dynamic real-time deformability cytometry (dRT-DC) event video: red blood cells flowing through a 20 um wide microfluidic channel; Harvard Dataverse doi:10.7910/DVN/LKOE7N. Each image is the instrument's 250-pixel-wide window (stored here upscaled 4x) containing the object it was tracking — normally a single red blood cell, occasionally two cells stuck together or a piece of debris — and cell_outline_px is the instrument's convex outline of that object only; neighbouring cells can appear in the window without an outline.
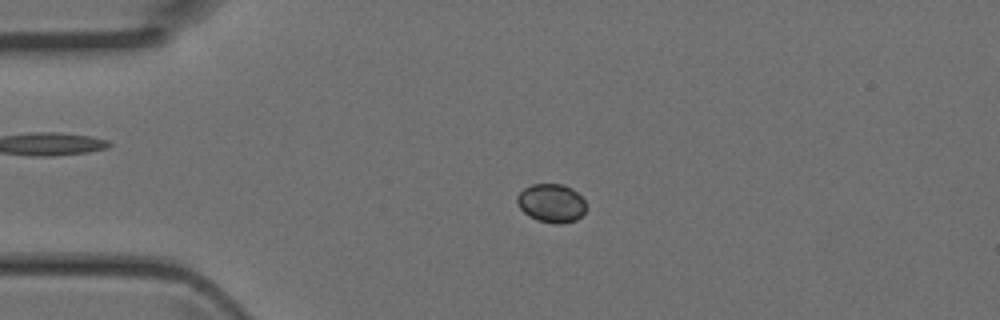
{"species": "Egyptian fruit bat (a non-hibernating species)", "species_latin": "Rousettus aegyptiacus", "temperature_condition": "room temperature", "stored_images_in_passage": 45, "camera_frame_rate_fps": 3000, "um_per_image_px": 0.085, "animal": {"sex": "female"}, "frame": {"image": 1, "passage_image": 10, "time_ms": 3.0, "image_size_px": [1000, 320], "cell_outline_px": [[584, 212], [576, 220], [560, 224], [556, 224], [536, 220], [528, 216], [520, 208], [516, 200], [516, 196], [524, 188], [532, 184], [564, 184], [572, 188], [584, 200]], "centroid_in_image_um": [46.84, 17.26], "position_along_channel_um": 38.2, "area_um2": 15.49}}
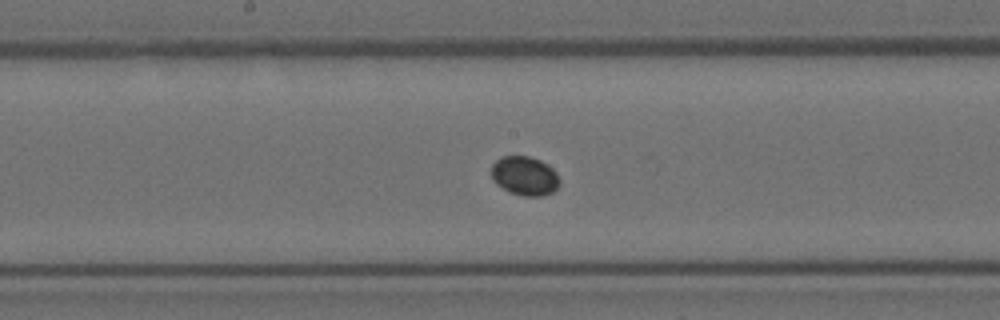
{"frame": {"image": 2, "passage_image": 23, "time_ms": 7.333, "image_size_px": [1000, 320], "cell_outline_px": [[560, 184], [552, 192], [544, 196], [524, 196], [508, 192], [496, 184], [492, 180], [492, 164], [500, 156], [528, 156], [540, 160], [552, 168], [556, 172], [560, 180]], "centroid_in_image_um": [44.59, 14.96], "position_along_channel_um": 203.6, "area_um2": 15.66}}
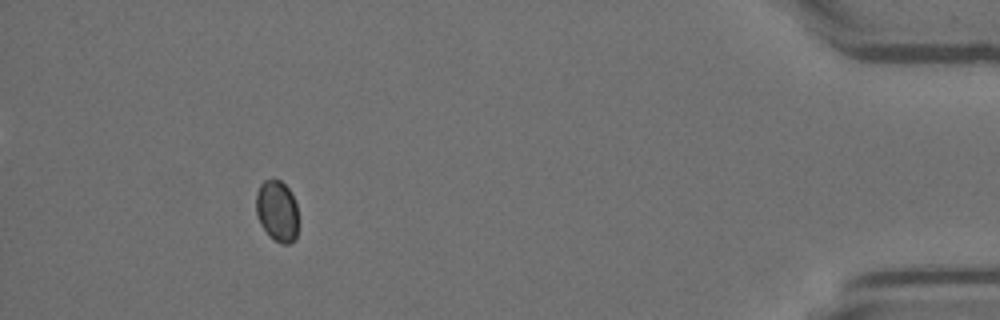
{"frame": {"image": 3, "passage_image": 41, "time_ms": 13.333, "image_size_px": [1000, 320], "cell_outline_px": [[296, 240], [288, 244], [280, 244], [260, 224], [256, 212], [256, 192], [260, 184], [264, 180], [280, 180], [288, 188], [296, 204]], "centroid_in_image_um": [23.53, 17.92], "position_along_channel_um": 411.7, "area_um2": 14.74}}